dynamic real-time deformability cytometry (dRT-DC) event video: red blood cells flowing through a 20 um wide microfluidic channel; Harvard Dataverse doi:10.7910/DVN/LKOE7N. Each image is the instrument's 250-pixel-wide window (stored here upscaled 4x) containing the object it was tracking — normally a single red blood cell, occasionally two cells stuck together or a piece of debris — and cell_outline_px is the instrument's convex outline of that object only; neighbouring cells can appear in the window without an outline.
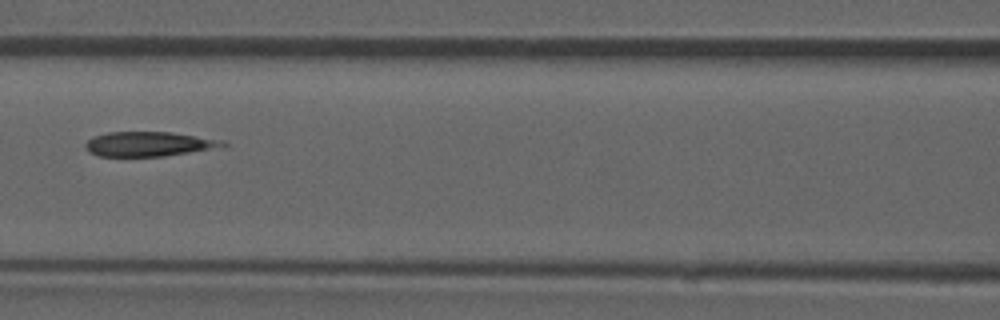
{"species": "common noctule bat (a hibernating species)", "species_latin": "Nyctalus noctula", "temperature_condition": "room temperature", "stored_images_in_passage": 52, "camera_frame_rate_fps": 3000, "um_per_image_px": 0.085, "animal": {"sex": "male", "forearm_length_mm": 52.5}, "frame": {"image": 1, "passage_image": 23, "time_ms": 7.333, "image_size_px": [1000, 320], "cell_outline_px": [[228, 148], [164, 156], [100, 156], [88, 152], [84, 144], [88, 140], [96, 136], [108, 132], [172, 132], [224, 140], [228, 144]], "centroid_in_image_um": [12.79, 12.25], "position_along_channel_um": 153.8, "area_um2": 20.11}}